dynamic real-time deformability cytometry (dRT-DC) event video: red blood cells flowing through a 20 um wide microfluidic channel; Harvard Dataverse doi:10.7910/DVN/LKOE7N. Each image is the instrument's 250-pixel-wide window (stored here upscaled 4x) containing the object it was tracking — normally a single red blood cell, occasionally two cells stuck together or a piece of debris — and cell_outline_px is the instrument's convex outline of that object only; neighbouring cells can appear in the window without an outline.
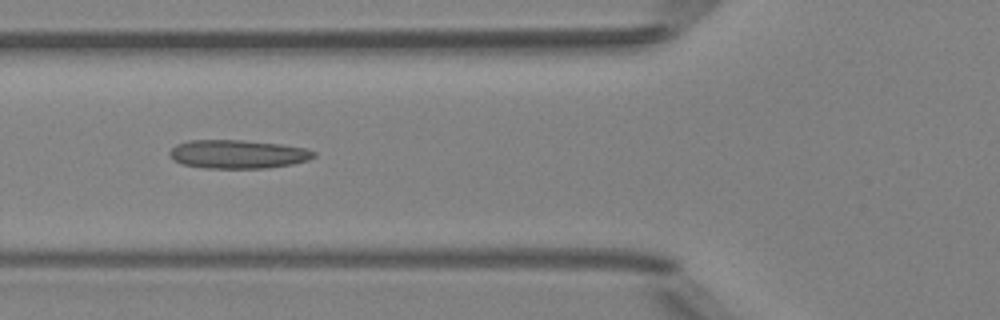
{"species": "Egyptian fruit bat (a non-hibernating species)", "species_latin": "Rousettus aegyptiacus", "temperature_condition": "room temperature", "stored_images_in_passage": 5, "camera_frame_rate_fps": 3000, "um_per_image_px": 0.085, "animal": {"sex": "female"}, "frame": {"image": 1, "passage_image": 5, "time_ms": 5.667, "image_size_px": [1000, 320], "cell_outline_px": [[316, 156], [308, 160], [292, 164], [264, 168], [204, 168], [180, 164], [172, 160], [168, 156], [168, 152], [176, 144], [188, 140], [240, 140], [280, 144], [308, 148], [316, 152]], "centroid_in_image_um": [20.18, 13.1], "position_along_channel_um": 105.6, "area_um2": 24.28}}